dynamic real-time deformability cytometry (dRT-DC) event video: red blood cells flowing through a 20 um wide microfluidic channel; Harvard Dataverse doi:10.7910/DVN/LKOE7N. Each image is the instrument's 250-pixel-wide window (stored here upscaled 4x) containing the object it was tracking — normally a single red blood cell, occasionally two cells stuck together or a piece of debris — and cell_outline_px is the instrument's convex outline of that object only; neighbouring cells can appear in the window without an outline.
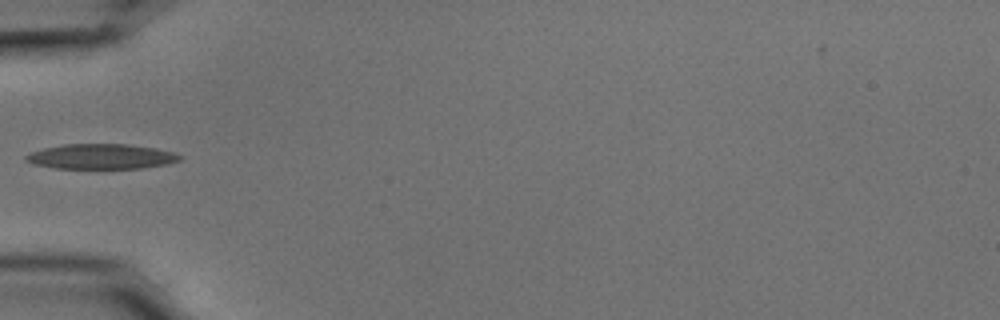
{"species": "common noctule bat (a hibernating species)", "species_latin": "Nyctalus noctula", "temperature_condition": "cold", "stored_images_in_passage": 36, "camera_frame_rate_fps": 3000, "um_per_image_px": 0.085, "animal": {"sex": "male", "body_mass_g": 15.6}, "frame": {"image": 1, "passage_image": 1, "time_ms": 0.0, "image_size_px": [1000, 320], "cell_outline_px": [[180, 160], [168, 164], [140, 168], [56, 168], [32, 164], [24, 160], [24, 156], [32, 152], [44, 148], [64, 144], [128, 144], [156, 148], [176, 152], [180, 156]], "centroid_in_image_um": [8.6, 13.3], "position_along_channel_um": 76.4, "area_um2": 22.48}}
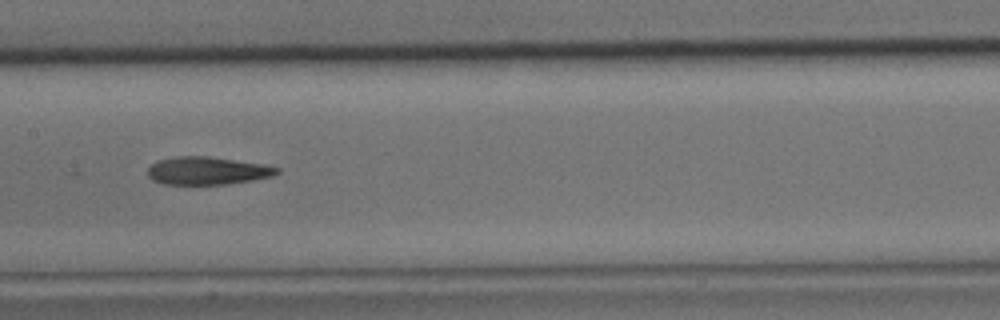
{"frame": {"image": 2, "passage_image": 10, "time_ms": 3.0, "image_size_px": [1000, 320], "cell_outline_px": [[280, 172], [272, 176], [252, 180], [228, 184], [164, 184], [152, 180], [148, 176], [148, 168], [156, 160], [176, 156], [208, 156], [264, 164], [280, 168]], "centroid_in_image_um": [17.61, 14.51], "position_along_channel_um": 189.8, "area_um2": 21.04}}
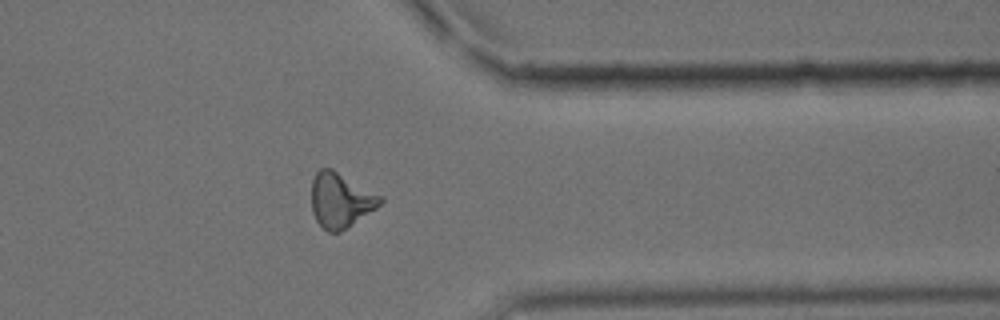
{"frame": {"image": 3, "passage_image": 26, "time_ms": 8.333, "image_size_px": [1000, 320], "cell_outline_px": [[384, 200], [376, 208], [340, 232], [328, 232], [316, 220], [312, 212], [312, 180], [316, 172], [320, 168], [332, 168], [380, 196]], "centroid_in_image_um": [28.91, 17.01], "position_along_channel_um": 382.5, "area_um2": 21.56}}